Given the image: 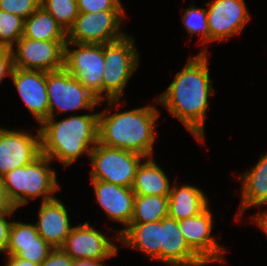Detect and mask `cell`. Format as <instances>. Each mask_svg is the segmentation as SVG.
I'll return each mask as SVG.
<instances>
[{
	"mask_svg": "<svg viewBox=\"0 0 267 266\" xmlns=\"http://www.w3.org/2000/svg\"><path fill=\"white\" fill-rule=\"evenodd\" d=\"M16 209L14 203L8 197L3 177H0V214L15 212Z\"/></svg>",
	"mask_w": 267,
	"mask_h": 266,
	"instance_id": "836d02e7",
	"label": "cell"
},
{
	"mask_svg": "<svg viewBox=\"0 0 267 266\" xmlns=\"http://www.w3.org/2000/svg\"><path fill=\"white\" fill-rule=\"evenodd\" d=\"M96 114L70 116L56 122L55 116L42 122L40 130L41 153L51 160L58 159L64 166L91 151L98 143Z\"/></svg>",
	"mask_w": 267,
	"mask_h": 266,
	"instance_id": "7a4b0ae2",
	"label": "cell"
},
{
	"mask_svg": "<svg viewBox=\"0 0 267 266\" xmlns=\"http://www.w3.org/2000/svg\"><path fill=\"white\" fill-rule=\"evenodd\" d=\"M51 162V159L41 153L31 163L3 176L8 197L17 209L28 203V199L42 196V202H46L56 198L53 194L60 187L56 171L49 167Z\"/></svg>",
	"mask_w": 267,
	"mask_h": 266,
	"instance_id": "277c9868",
	"label": "cell"
},
{
	"mask_svg": "<svg viewBox=\"0 0 267 266\" xmlns=\"http://www.w3.org/2000/svg\"><path fill=\"white\" fill-rule=\"evenodd\" d=\"M133 39L126 34L117 41L103 45L105 70L102 76V101L106 98L108 107L119 104L128 80L139 66V54Z\"/></svg>",
	"mask_w": 267,
	"mask_h": 266,
	"instance_id": "5b68a950",
	"label": "cell"
},
{
	"mask_svg": "<svg viewBox=\"0 0 267 266\" xmlns=\"http://www.w3.org/2000/svg\"><path fill=\"white\" fill-rule=\"evenodd\" d=\"M124 10H105L97 13L79 12L74 25L67 32V42L106 44L123 38L120 30Z\"/></svg>",
	"mask_w": 267,
	"mask_h": 266,
	"instance_id": "9c48e42d",
	"label": "cell"
},
{
	"mask_svg": "<svg viewBox=\"0 0 267 266\" xmlns=\"http://www.w3.org/2000/svg\"><path fill=\"white\" fill-rule=\"evenodd\" d=\"M255 222L258 225V227L259 228L261 227V229L264 230L265 233L267 234V217L256 219Z\"/></svg>",
	"mask_w": 267,
	"mask_h": 266,
	"instance_id": "8d00e7d4",
	"label": "cell"
},
{
	"mask_svg": "<svg viewBox=\"0 0 267 266\" xmlns=\"http://www.w3.org/2000/svg\"><path fill=\"white\" fill-rule=\"evenodd\" d=\"M96 199L110 220L130 225L135 193L132 188L118 186L102 180L91 179Z\"/></svg>",
	"mask_w": 267,
	"mask_h": 266,
	"instance_id": "e0dca14e",
	"label": "cell"
},
{
	"mask_svg": "<svg viewBox=\"0 0 267 266\" xmlns=\"http://www.w3.org/2000/svg\"><path fill=\"white\" fill-rule=\"evenodd\" d=\"M66 42L38 41L22 36L15 43L16 49H11L14 67L45 72L61 69L64 67V46Z\"/></svg>",
	"mask_w": 267,
	"mask_h": 266,
	"instance_id": "30bf717a",
	"label": "cell"
},
{
	"mask_svg": "<svg viewBox=\"0 0 267 266\" xmlns=\"http://www.w3.org/2000/svg\"><path fill=\"white\" fill-rule=\"evenodd\" d=\"M41 154L40 130L27 132L0 127V177L31 163Z\"/></svg>",
	"mask_w": 267,
	"mask_h": 266,
	"instance_id": "7c38bea8",
	"label": "cell"
},
{
	"mask_svg": "<svg viewBox=\"0 0 267 266\" xmlns=\"http://www.w3.org/2000/svg\"><path fill=\"white\" fill-rule=\"evenodd\" d=\"M37 231L53 248H61L72 229L65 205L56 197L42 202L38 212Z\"/></svg>",
	"mask_w": 267,
	"mask_h": 266,
	"instance_id": "d6986e66",
	"label": "cell"
},
{
	"mask_svg": "<svg viewBox=\"0 0 267 266\" xmlns=\"http://www.w3.org/2000/svg\"><path fill=\"white\" fill-rule=\"evenodd\" d=\"M99 112L98 142L105 146L129 150L152 157L155 142V122L159 111L155 105L134 108L108 115Z\"/></svg>",
	"mask_w": 267,
	"mask_h": 266,
	"instance_id": "3957f363",
	"label": "cell"
},
{
	"mask_svg": "<svg viewBox=\"0 0 267 266\" xmlns=\"http://www.w3.org/2000/svg\"><path fill=\"white\" fill-rule=\"evenodd\" d=\"M25 19L0 10V48L12 49L23 36Z\"/></svg>",
	"mask_w": 267,
	"mask_h": 266,
	"instance_id": "4316f807",
	"label": "cell"
},
{
	"mask_svg": "<svg viewBox=\"0 0 267 266\" xmlns=\"http://www.w3.org/2000/svg\"><path fill=\"white\" fill-rule=\"evenodd\" d=\"M107 236L84 224L72 227L64 245L61 247L73 260L103 261L117 255V247Z\"/></svg>",
	"mask_w": 267,
	"mask_h": 266,
	"instance_id": "4fadbf2b",
	"label": "cell"
},
{
	"mask_svg": "<svg viewBox=\"0 0 267 266\" xmlns=\"http://www.w3.org/2000/svg\"><path fill=\"white\" fill-rule=\"evenodd\" d=\"M161 262L170 266L206 265L186 243L179 221L169 216L162 219Z\"/></svg>",
	"mask_w": 267,
	"mask_h": 266,
	"instance_id": "ac0fdd59",
	"label": "cell"
},
{
	"mask_svg": "<svg viewBox=\"0 0 267 266\" xmlns=\"http://www.w3.org/2000/svg\"><path fill=\"white\" fill-rule=\"evenodd\" d=\"M14 68L11 49L0 48V82L5 76H11Z\"/></svg>",
	"mask_w": 267,
	"mask_h": 266,
	"instance_id": "1f68e13d",
	"label": "cell"
},
{
	"mask_svg": "<svg viewBox=\"0 0 267 266\" xmlns=\"http://www.w3.org/2000/svg\"><path fill=\"white\" fill-rule=\"evenodd\" d=\"M7 258L6 266H40V264L18 258L15 255H7Z\"/></svg>",
	"mask_w": 267,
	"mask_h": 266,
	"instance_id": "e575fe53",
	"label": "cell"
},
{
	"mask_svg": "<svg viewBox=\"0 0 267 266\" xmlns=\"http://www.w3.org/2000/svg\"><path fill=\"white\" fill-rule=\"evenodd\" d=\"M39 6L40 0H0V10L23 19L28 18Z\"/></svg>",
	"mask_w": 267,
	"mask_h": 266,
	"instance_id": "f1b7e54d",
	"label": "cell"
},
{
	"mask_svg": "<svg viewBox=\"0 0 267 266\" xmlns=\"http://www.w3.org/2000/svg\"><path fill=\"white\" fill-rule=\"evenodd\" d=\"M182 21L185 29L190 35L199 33L202 36L204 43H209V30L207 24V10L206 8H197L195 5L184 9Z\"/></svg>",
	"mask_w": 267,
	"mask_h": 266,
	"instance_id": "83f0119b",
	"label": "cell"
},
{
	"mask_svg": "<svg viewBox=\"0 0 267 266\" xmlns=\"http://www.w3.org/2000/svg\"><path fill=\"white\" fill-rule=\"evenodd\" d=\"M53 249L37 231L35 224L13 221L9 231L6 255L41 264Z\"/></svg>",
	"mask_w": 267,
	"mask_h": 266,
	"instance_id": "2e32d148",
	"label": "cell"
},
{
	"mask_svg": "<svg viewBox=\"0 0 267 266\" xmlns=\"http://www.w3.org/2000/svg\"><path fill=\"white\" fill-rule=\"evenodd\" d=\"M77 49L71 51L69 46ZM103 44L66 42L64 68L102 102Z\"/></svg>",
	"mask_w": 267,
	"mask_h": 266,
	"instance_id": "ba28073f",
	"label": "cell"
},
{
	"mask_svg": "<svg viewBox=\"0 0 267 266\" xmlns=\"http://www.w3.org/2000/svg\"><path fill=\"white\" fill-rule=\"evenodd\" d=\"M209 207L202 213L179 221V228L189 247L206 263L224 261V247L211 236L213 226Z\"/></svg>",
	"mask_w": 267,
	"mask_h": 266,
	"instance_id": "5bb4252c",
	"label": "cell"
},
{
	"mask_svg": "<svg viewBox=\"0 0 267 266\" xmlns=\"http://www.w3.org/2000/svg\"><path fill=\"white\" fill-rule=\"evenodd\" d=\"M78 11L97 13L105 10H124L120 0H77Z\"/></svg>",
	"mask_w": 267,
	"mask_h": 266,
	"instance_id": "f546056e",
	"label": "cell"
},
{
	"mask_svg": "<svg viewBox=\"0 0 267 266\" xmlns=\"http://www.w3.org/2000/svg\"><path fill=\"white\" fill-rule=\"evenodd\" d=\"M118 236L124 246L128 245L161 261L162 220L147 223H130L127 228L117 230Z\"/></svg>",
	"mask_w": 267,
	"mask_h": 266,
	"instance_id": "ffe728a7",
	"label": "cell"
},
{
	"mask_svg": "<svg viewBox=\"0 0 267 266\" xmlns=\"http://www.w3.org/2000/svg\"><path fill=\"white\" fill-rule=\"evenodd\" d=\"M152 158H146L147 160L138 166L132 190L135 195L169 196V179Z\"/></svg>",
	"mask_w": 267,
	"mask_h": 266,
	"instance_id": "603a6c76",
	"label": "cell"
},
{
	"mask_svg": "<svg viewBox=\"0 0 267 266\" xmlns=\"http://www.w3.org/2000/svg\"><path fill=\"white\" fill-rule=\"evenodd\" d=\"M169 197L136 195L130 223L160 221L168 216Z\"/></svg>",
	"mask_w": 267,
	"mask_h": 266,
	"instance_id": "d4e9b609",
	"label": "cell"
},
{
	"mask_svg": "<svg viewBox=\"0 0 267 266\" xmlns=\"http://www.w3.org/2000/svg\"><path fill=\"white\" fill-rule=\"evenodd\" d=\"M40 5L66 32L74 25L79 14L77 0H40Z\"/></svg>",
	"mask_w": 267,
	"mask_h": 266,
	"instance_id": "484cf974",
	"label": "cell"
},
{
	"mask_svg": "<svg viewBox=\"0 0 267 266\" xmlns=\"http://www.w3.org/2000/svg\"><path fill=\"white\" fill-rule=\"evenodd\" d=\"M207 50L188 59L184 68L175 74L167 90L156 98L168 112L199 140H204V123L208 97L214 94L209 76Z\"/></svg>",
	"mask_w": 267,
	"mask_h": 266,
	"instance_id": "6da1fadb",
	"label": "cell"
},
{
	"mask_svg": "<svg viewBox=\"0 0 267 266\" xmlns=\"http://www.w3.org/2000/svg\"><path fill=\"white\" fill-rule=\"evenodd\" d=\"M73 266H105L103 261L74 260Z\"/></svg>",
	"mask_w": 267,
	"mask_h": 266,
	"instance_id": "d590c367",
	"label": "cell"
},
{
	"mask_svg": "<svg viewBox=\"0 0 267 266\" xmlns=\"http://www.w3.org/2000/svg\"><path fill=\"white\" fill-rule=\"evenodd\" d=\"M14 212L0 214V253H5L9 242V231L12 221H7L6 217H10Z\"/></svg>",
	"mask_w": 267,
	"mask_h": 266,
	"instance_id": "d6a6232c",
	"label": "cell"
},
{
	"mask_svg": "<svg viewBox=\"0 0 267 266\" xmlns=\"http://www.w3.org/2000/svg\"><path fill=\"white\" fill-rule=\"evenodd\" d=\"M175 185V186H174ZM172 185L169 193L168 216L181 221L196 216L209 207L207 196L199 188L191 185Z\"/></svg>",
	"mask_w": 267,
	"mask_h": 266,
	"instance_id": "7402d4cb",
	"label": "cell"
},
{
	"mask_svg": "<svg viewBox=\"0 0 267 266\" xmlns=\"http://www.w3.org/2000/svg\"><path fill=\"white\" fill-rule=\"evenodd\" d=\"M89 158L91 179L102 180L122 187L132 188L141 154L100 144L91 151Z\"/></svg>",
	"mask_w": 267,
	"mask_h": 266,
	"instance_id": "8992f818",
	"label": "cell"
},
{
	"mask_svg": "<svg viewBox=\"0 0 267 266\" xmlns=\"http://www.w3.org/2000/svg\"><path fill=\"white\" fill-rule=\"evenodd\" d=\"M46 87L49 117H54L56 110V112L79 109L91 110L101 103L96 96L85 88L64 67L55 71L46 72Z\"/></svg>",
	"mask_w": 267,
	"mask_h": 266,
	"instance_id": "52a82bcc",
	"label": "cell"
},
{
	"mask_svg": "<svg viewBox=\"0 0 267 266\" xmlns=\"http://www.w3.org/2000/svg\"><path fill=\"white\" fill-rule=\"evenodd\" d=\"M23 37L38 41H67V32L40 5L25 19Z\"/></svg>",
	"mask_w": 267,
	"mask_h": 266,
	"instance_id": "cb8c5ba5",
	"label": "cell"
},
{
	"mask_svg": "<svg viewBox=\"0 0 267 266\" xmlns=\"http://www.w3.org/2000/svg\"><path fill=\"white\" fill-rule=\"evenodd\" d=\"M73 262L62 248H53L40 266H73Z\"/></svg>",
	"mask_w": 267,
	"mask_h": 266,
	"instance_id": "4dcf8cb0",
	"label": "cell"
},
{
	"mask_svg": "<svg viewBox=\"0 0 267 266\" xmlns=\"http://www.w3.org/2000/svg\"><path fill=\"white\" fill-rule=\"evenodd\" d=\"M209 43L225 42L227 38L239 34L250 15L244 0H214L206 2Z\"/></svg>",
	"mask_w": 267,
	"mask_h": 266,
	"instance_id": "8fae6325",
	"label": "cell"
},
{
	"mask_svg": "<svg viewBox=\"0 0 267 266\" xmlns=\"http://www.w3.org/2000/svg\"><path fill=\"white\" fill-rule=\"evenodd\" d=\"M242 176H238L239 179L242 178L243 184L241 189V211L236 214L235 217L237 219L248 208L267 204V153L260 155V159L256 165ZM253 216L254 220L267 217V210L264 212L260 211V214Z\"/></svg>",
	"mask_w": 267,
	"mask_h": 266,
	"instance_id": "44dd1931",
	"label": "cell"
},
{
	"mask_svg": "<svg viewBox=\"0 0 267 266\" xmlns=\"http://www.w3.org/2000/svg\"><path fill=\"white\" fill-rule=\"evenodd\" d=\"M29 112L40 124L49 118L46 72L14 67L10 76Z\"/></svg>",
	"mask_w": 267,
	"mask_h": 266,
	"instance_id": "9a60e30c",
	"label": "cell"
}]
</instances>
